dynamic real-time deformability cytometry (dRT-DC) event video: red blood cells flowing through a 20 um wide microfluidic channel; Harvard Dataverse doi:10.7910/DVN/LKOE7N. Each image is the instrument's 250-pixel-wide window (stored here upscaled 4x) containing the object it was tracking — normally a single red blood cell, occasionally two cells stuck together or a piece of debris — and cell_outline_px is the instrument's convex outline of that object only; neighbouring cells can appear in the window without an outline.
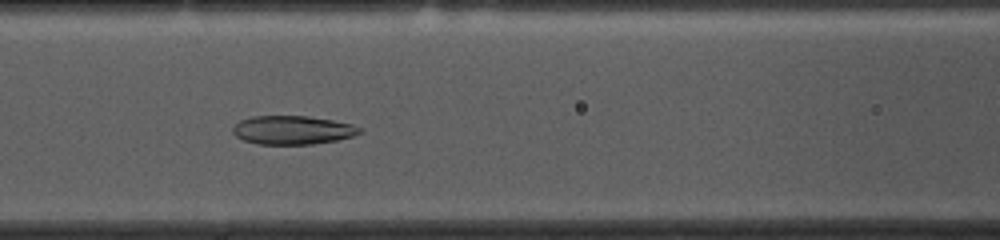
{"species": "common noctule bat (a hibernating species)", "species_latin": "Nyctalus noctula", "temperature_condition": "cold", "stored_images_in_passage": 41, "camera_frame_rate_fps": 3000, "um_per_image_px": 0.085, "animal": {"sex": "female", "body_mass_g": 10.0, "forearm_length_mm": 53.1}, "frame": {"image": 1, "passage_image": 18, "time_ms": 5.667, "image_size_px": [1000, 240], "cell_outline_px": [[360, 132], [352, 136], [336, 140], [312, 144], [260, 144], [244, 140], [236, 136], [232, 132], [232, 128], [240, 120], [252, 116], [308, 116], [332, 120], [352, 124], [360, 128]], "centroid_in_image_um": [24.84, 11.05], "position_along_channel_um": 141.8, "area_um2": 20.98}, "authors_computed_cell_mechanics": {"area_um2": 24.4494, "velocity_mm_per_s": 3.6127, "shape_relaxation_time_tau1_ms": null, "shape_relaxation_time_tau2_ms": 1.679, "deformation_change_tau1": null, "deformation_change_tau2": 0.064}}